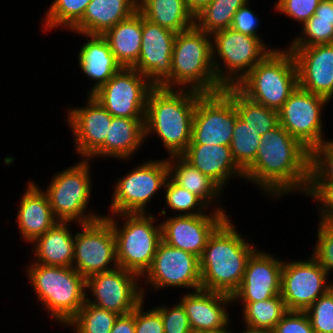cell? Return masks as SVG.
Returning <instances> with one entry per match:
<instances>
[{
	"label": "cell",
	"instance_id": "obj_6",
	"mask_svg": "<svg viewBox=\"0 0 333 333\" xmlns=\"http://www.w3.org/2000/svg\"><path fill=\"white\" fill-rule=\"evenodd\" d=\"M104 217L111 223L115 234L118 267L142 277L151 267L162 241V228L161 223L156 222L157 216L135 213Z\"/></svg>",
	"mask_w": 333,
	"mask_h": 333
},
{
	"label": "cell",
	"instance_id": "obj_7",
	"mask_svg": "<svg viewBox=\"0 0 333 333\" xmlns=\"http://www.w3.org/2000/svg\"><path fill=\"white\" fill-rule=\"evenodd\" d=\"M298 86V74L292 52L272 50L235 87L250 100L279 110Z\"/></svg>",
	"mask_w": 333,
	"mask_h": 333
},
{
	"label": "cell",
	"instance_id": "obj_51",
	"mask_svg": "<svg viewBox=\"0 0 333 333\" xmlns=\"http://www.w3.org/2000/svg\"><path fill=\"white\" fill-rule=\"evenodd\" d=\"M211 0H185L188 11L195 17Z\"/></svg>",
	"mask_w": 333,
	"mask_h": 333
},
{
	"label": "cell",
	"instance_id": "obj_41",
	"mask_svg": "<svg viewBox=\"0 0 333 333\" xmlns=\"http://www.w3.org/2000/svg\"><path fill=\"white\" fill-rule=\"evenodd\" d=\"M309 183H333L332 139L324 140L311 151Z\"/></svg>",
	"mask_w": 333,
	"mask_h": 333
},
{
	"label": "cell",
	"instance_id": "obj_24",
	"mask_svg": "<svg viewBox=\"0 0 333 333\" xmlns=\"http://www.w3.org/2000/svg\"><path fill=\"white\" fill-rule=\"evenodd\" d=\"M34 180L26 183L17 208V228L19 235L29 245L47 230L53 227L58 220L55 218L47 195Z\"/></svg>",
	"mask_w": 333,
	"mask_h": 333
},
{
	"label": "cell",
	"instance_id": "obj_32",
	"mask_svg": "<svg viewBox=\"0 0 333 333\" xmlns=\"http://www.w3.org/2000/svg\"><path fill=\"white\" fill-rule=\"evenodd\" d=\"M137 10L148 21L179 33L194 26L185 0H138Z\"/></svg>",
	"mask_w": 333,
	"mask_h": 333
},
{
	"label": "cell",
	"instance_id": "obj_35",
	"mask_svg": "<svg viewBox=\"0 0 333 333\" xmlns=\"http://www.w3.org/2000/svg\"><path fill=\"white\" fill-rule=\"evenodd\" d=\"M223 91L234 102L238 117L257 131V134L262 136L279 124L277 110L250 100L235 86L224 87Z\"/></svg>",
	"mask_w": 333,
	"mask_h": 333
},
{
	"label": "cell",
	"instance_id": "obj_10",
	"mask_svg": "<svg viewBox=\"0 0 333 333\" xmlns=\"http://www.w3.org/2000/svg\"><path fill=\"white\" fill-rule=\"evenodd\" d=\"M169 169L167 158L146 160L115 180L109 214L149 213L146 207L164 189ZM148 204V205H147ZM111 212V213H110Z\"/></svg>",
	"mask_w": 333,
	"mask_h": 333
},
{
	"label": "cell",
	"instance_id": "obj_13",
	"mask_svg": "<svg viewBox=\"0 0 333 333\" xmlns=\"http://www.w3.org/2000/svg\"><path fill=\"white\" fill-rule=\"evenodd\" d=\"M154 87L136 69L123 67L92 96L113 117L145 119L147 99Z\"/></svg>",
	"mask_w": 333,
	"mask_h": 333
},
{
	"label": "cell",
	"instance_id": "obj_4",
	"mask_svg": "<svg viewBox=\"0 0 333 333\" xmlns=\"http://www.w3.org/2000/svg\"><path fill=\"white\" fill-rule=\"evenodd\" d=\"M30 263L25 273L38 303L65 326L86 302V279L73 267Z\"/></svg>",
	"mask_w": 333,
	"mask_h": 333
},
{
	"label": "cell",
	"instance_id": "obj_18",
	"mask_svg": "<svg viewBox=\"0 0 333 333\" xmlns=\"http://www.w3.org/2000/svg\"><path fill=\"white\" fill-rule=\"evenodd\" d=\"M176 34L142 16L141 50L138 61L132 68L146 76L155 87L165 88L171 82Z\"/></svg>",
	"mask_w": 333,
	"mask_h": 333
},
{
	"label": "cell",
	"instance_id": "obj_8",
	"mask_svg": "<svg viewBox=\"0 0 333 333\" xmlns=\"http://www.w3.org/2000/svg\"><path fill=\"white\" fill-rule=\"evenodd\" d=\"M79 161L54 174L47 189L42 190L47 195L55 218L61 222L84 224L104 217L95 210L87 211L93 191V162L89 159Z\"/></svg>",
	"mask_w": 333,
	"mask_h": 333
},
{
	"label": "cell",
	"instance_id": "obj_40",
	"mask_svg": "<svg viewBox=\"0 0 333 333\" xmlns=\"http://www.w3.org/2000/svg\"><path fill=\"white\" fill-rule=\"evenodd\" d=\"M241 7L208 4L194 17V26L209 35L230 28L235 13Z\"/></svg>",
	"mask_w": 333,
	"mask_h": 333
},
{
	"label": "cell",
	"instance_id": "obj_43",
	"mask_svg": "<svg viewBox=\"0 0 333 333\" xmlns=\"http://www.w3.org/2000/svg\"><path fill=\"white\" fill-rule=\"evenodd\" d=\"M318 226L317 240L311 255L331 275L333 273V221L319 220Z\"/></svg>",
	"mask_w": 333,
	"mask_h": 333
},
{
	"label": "cell",
	"instance_id": "obj_30",
	"mask_svg": "<svg viewBox=\"0 0 333 333\" xmlns=\"http://www.w3.org/2000/svg\"><path fill=\"white\" fill-rule=\"evenodd\" d=\"M167 164L169 177L176 184L198 196L208 207L213 205L215 211H226L220 205L223 190L208 176L194 168L181 155L167 157Z\"/></svg>",
	"mask_w": 333,
	"mask_h": 333
},
{
	"label": "cell",
	"instance_id": "obj_1",
	"mask_svg": "<svg viewBox=\"0 0 333 333\" xmlns=\"http://www.w3.org/2000/svg\"><path fill=\"white\" fill-rule=\"evenodd\" d=\"M310 159L311 151L278 124L261 136L255 161L244 171V181L275 201L294 193L305 196Z\"/></svg>",
	"mask_w": 333,
	"mask_h": 333
},
{
	"label": "cell",
	"instance_id": "obj_31",
	"mask_svg": "<svg viewBox=\"0 0 333 333\" xmlns=\"http://www.w3.org/2000/svg\"><path fill=\"white\" fill-rule=\"evenodd\" d=\"M122 67L132 68L141 50L142 15L137 10L130 17L118 22L102 35Z\"/></svg>",
	"mask_w": 333,
	"mask_h": 333
},
{
	"label": "cell",
	"instance_id": "obj_17",
	"mask_svg": "<svg viewBox=\"0 0 333 333\" xmlns=\"http://www.w3.org/2000/svg\"><path fill=\"white\" fill-rule=\"evenodd\" d=\"M306 259L283 261L281 296L289 311H306L333 287L319 262L311 254Z\"/></svg>",
	"mask_w": 333,
	"mask_h": 333
},
{
	"label": "cell",
	"instance_id": "obj_20",
	"mask_svg": "<svg viewBox=\"0 0 333 333\" xmlns=\"http://www.w3.org/2000/svg\"><path fill=\"white\" fill-rule=\"evenodd\" d=\"M86 98L84 106L68 107L65 115L79 159H89L104 144L113 118L92 95Z\"/></svg>",
	"mask_w": 333,
	"mask_h": 333
},
{
	"label": "cell",
	"instance_id": "obj_28",
	"mask_svg": "<svg viewBox=\"0 0 333 333\" xmlns=\"http://www.w3.org/2000/svg\"><path fill=\"white\" fill-rule=\"evenodd\" d=\"M78 223L58 221L43 235L35 239L31 245L33 263L73 267L75 233L70 225ZM74 233V234H72Z\"/></svg>",
	"mask_w": 333,
	"mask_h": 333
},
{
	"label": "cell",
	"instance_id": "obj_15",
	"mask_svg": "<svg viewBox=\"0 0 333 333\" xmlns=\"http://www.w3.org/2000/svg\"><path fill=\"white\" fill-rule=\"evenodd\" d=\"M141 285L138 274L117 267L86 279V301L118 315L131 313L144 300Z\"/></svg>",
	"mask_w": 333,
	"mask_h": 333
},
{
	"label": "cell",
	"instance_id": "obj_26",
	"mask_svg": "<svg viewBox=\"0 0 333 333\" xmlns=\"http://www.w3.org/2000/svg\"><path fill=\"white\" fill-rule=\"evenodd\" d=\"M87 38L78 51V65L84 76L94 82L87 95H92L123 67L110 50L109 43L102 35L77 33Z\"/></svg>",
	"mask_w": 333,
	"mask_h": 333
},
{
	"label": "cell",
	"instance_id": "obj_29",
	"mask_svg": "<svg viewBox=\"0 0 333 333\" xmlns=\"http://www.w3.org/2000/svg\"><path fill=\"white\" fill-rule=\"evenodd\" d=\"M138 0H91L72 33L103 35L137 11Z\"/></svg>",
	"mask_w": 333,
	"mask_h": 333
},
{
	"label": "cell",
	"instance_id": "obj_21",
	"mask_svg": "<svg viewBox=\"0 0 333 333\" xmlns=\"http://www.w3.org/2000/svg\"><path fill=\"white\" fill-rule=\"evenodd\" d=\"M283 261L269 251L256 249L247 260L232 302H257L281 295Z\"/></svg>",
	"mask_w": 333,
	"mask_h": 333
},
{
	"label": "cell",
	"instance_id": "obj_5",
	"mask_svg": "<svg viewBox=\"0 0 333 333\" xmlns=\"http://www.w3.org/2000/svg\"><path fill=\"white\" fill-rule=\"evenodd\" d=\"M165 88L190 89L200 93L224 89L214 72L211 35L195 26L176 34L171 82Z\"/></svg>",
	"mask_w": 333,
	"mask_h": 333
},
{
	"label": "cell",
	"instance_id": "obj_54",
	"mask_svg": "<svg viewBox=\"0 0 333 333\" xmlns=\"http://www.w3.org/2000/svg\"><path fill=\"white\" fill-rule=\"evenodd\" d=\"M228 331H192L191 333H227Z\"/></svg>",
	"mask_w": 333,
	"mask_h": 333
},
{
	"label": "cell",
	"instance_id": "obj_47",
	"mask_svg": "<svg viewBox=\"0 0 333 333\" xmlns=\"http://www.w3.org/2000/svg\"><path fill=\"white\" fill-rule=\"evenodd\" d=\"M145 300L135 308V333H164L161 314L154 307L145 311Z\"/></svg>",
	"mask_w": 333,
	"mask_h": 333
},
{
	"label": "cell",
	"instance_id": "obj_42",
	"mask_svg": "<svg viewBox=\"0 0 333 333\" xmlns=\"http://www.w3.org/2000/svg\"><path fill=\"white\" fill-rule=\"evenodd\" d=\"M305 312L315 333H333V287Z\"/></svg>",
	"mask_w": 333,
	"mask_h": 333
},
{
	"label": "cell",
	"instance_id": "obj_38",
	"mask_svg": "<svg viewBox=\"0 0 333 333\" xmlns=\"http://www.w3.org/2000/svg\"><path fill=\"white\" fill-rule=\"evenodd\" d=\"M260 141L261 135L237 117L230 149L233 159L243 171L255 161Z\"/></svg>",
	"mask_w": 333,
	"mask_h": 333
},
{
	"label": "cell",
	"instance_id": "obj_25",
	"mask_svg": "<svg viewBox=\"0 0 333 333\" xmlns=\"http://www.w3.org/2000/svg\"><path fill=\"white\" fill-rule=\"evenodd\" d=\"M181 156L202 174L214 181L223 192L230 179L244 181V171L233 159L230 146L188 145Z\"/></svg>",
	"mask_w": 333,
	"mask_h": 333
},
{
	"label": "cell",
	"instance_id": "obj_22",
	"mask_svg": "<svg viewBox=\"0 0 333 333\" xmlns=\"http://www.w3.org/2000/svg\"><path fill=\"white\" fill-rule=\"evenodd\" d=\"M288 49L295 59L298 85L333 100V43Z\"/></svg>",
	"mask_w": 333,
	"mask_h": 333
},
{
	"label": "cell",
	"instance_id": "obj_33",
	"mask_svg": "<svg viewBox=\"0 0 333 333\" xmlns=\"http://www.w3.org/2000/svg\"><path fill=\"white\" fill-rule=\"evenodd\" d=\"M299 27L302 31L287 48L333 43V0H321L315 14Z\"/></svg>",
	"mask_w": 333,
	"mask_h": 333
},
{
	"label": "cell",
	"instance_id": "obj_45",
	"mask_svg": "<svg viewBox=\"0 0 333 333\" xmlns=\"http://www.w3.org/2000/svg\"><path fill=\"white\" fill-rule=\"evenodd\" d=\"M321 0H277L274 10L303 25L310 19Z\"/></svg>",
	"mask_w": 333,
	"mask_h": 333
},
{
	"label": "cell",
	"instance_id": "obj_48",
	"mask_svg": "<svg viewBox=\"0 0 333 333\" xmlns=\"http://www.w3.org/2000/svg\"><path fill=\"white\" fill-rule=\"evenodd\" d=\"M271 333H315L305 311H287Z\"/></svg>",
	"mask_w": 333,
	"mask_h": 333
},
{
	"label": "cell",
	"instance_id": "obj_46",
	"mask_svg": "<svg viewBox=\"0 0 333 333\" xmlns=\"http://www.w3.org/2000/svg\"><path fill=\"white\" fill-rule=\"evenodd\" d=\"M305 196L318 203V220L333 221V183H309Z\"/></svg>",
	"mask_w": 333,
	"mask_h": 333
},
{
	"label": "cell",
	"instance_id": "obj_50",
	"mask_svg": "<svg viewBox=\"0 0 333 333\" xmlns=\"http://www.w3.org/2000/svg\"><path fill=\"white\" fill-rule=\"evenodd\" d=\"M110 333H135V309L131 313L119 315Z\"/></svg>",
	"mask_w": 333,
	"mask_h": 333
},
{
	"label": "cell",
	"instance_id": "obj_2",
	"mask_svg": "<svg viewBox=\"0 0 333 333\" xmlns=\"http://www.w3.org/2000/svg\"><path fill=\"white\" fill-rule=\"evenodd\" d=\"M228 216L210 235L200 261L201 289L230 296L243 280L248 258L257 249Z\"/></svg>",
	"mask_w": 333,
	"mask_h": 333
},
{
	"label": "cell",
	"instance_id": "obj_49",
	"mask_svg": "<svg viewBox=\"0 0 333 333\" xmlns=\"http://www.w3.org/2000/svg\"><path fill=\"white\" fill-rule=\"evenodd\" d=\"M249 2H246L241 8L238 9V11L235 13L233 22L231 25V28L254 37L262 38V35L258 34V29L261 25L260 18H258L257 14L253 11V9L250 7Z\"/></svg>",
	"mask_w": 333,
	"mask_h": 333
},
{
	"label": "cell",
	"instance_id": "obj_11",
	"mask_svg": "<svg viewBox=\"0 0 333 333\" xmlns=\"http://www.w3.org/2000/svg\"><path fill=\"white\" fill-rule=\"evenodd\" d=\"M144 299L147 290L154 291L170 288H186L195 291L201 289L200 261L194 254L171 247L164 241L158 244L151 267L141 277ZM147 285V286H146ZM192 289V290H191Z\"/></svg>",
	"mask_w": 333,
	"mask_h": 333
},
{
	"label": "cell",
	"instance_id": "obj_23",
	"mask_svg": "<svg viewBox=\"0 0 333 333\" xmlns=\"http://www.w3.org/2000/svg\"><path fill=\"white\" fill-rule=\"evenodd\" d=\"M181 295L179 302L189 318L192 331H228L232 323L228 308L234 305L230 295L204 289Z\"/></svg>",
	"mask_w": 333,
	"mask_h": 333
},
{
	"label": "cell",
	"instance_id": "obj_19",
	"mask_svg": "<svg viewBox=\"0 0 333 333\" xmlns=\"http://www.w3.org/2000/svg\"><path fill=\"white\" fill-rule=\"evenodd\" d=\"M228 216L231 215L226 211L213 208L201 215L168 216L161 222L162 241L200 258L208 238Z\"/></svg>",
	"mask_w": 333,
	"mask_h": 333
},
{
	"label": "cell",
	"instance_id": "obj_34",
	"mask_svg": "<svg viewBox=\"0 0 333 333\" xmlns=\"http://www.w3.org/2000/svg\"><path fill=\"white\" fill-rule=\"evenodd\" d=\"M232 303L242 305L241 317L245 328L265 333H271L288 311L281 295L257 302Z\"/></svg>",
	"mask_w": 333,
	"mask_h": 333
},
{
	"label": "cell",
	"instance_id": "obj_3",
	"mask_svg": "<svg viewBox=\"0 0 333 333\" xmlns=\"http://www.w3.org/2000/svg\"><path fill=\"white\" fill-rule=\"evenodd\" d=\"M203 93L190 89L154 87L148 96L145 142L155 134L168 156L181 155L192 140V123L198 98Z\"/></svg>",
	"mask_w": 333,
	"mask_h": 333
},
{
	"label": "cell",
	"instance_id": "obj_37",
	"mask_svg": "<svg viewBox=\"0 0 333 333\" xmlns=\"http://www.w3.org/2000/svg\"><path fill=\"white\" fill-rule=\"evenodd\" d=\"M118 316L86 301L64 327H70L73 333H110Z\"/></svg>",
	"mask_w": 333,
	"mask_h": 333
},
{
	"label": "cell",
	"instance_id": "obj_53",
	"mask_svg": "<svg viewBox=\"0 0 333 333\" xmlns=\"http://www.w3.org/2000/svg\"><path fill=\"white\" fill-rule=\"evenodd\" d=\"M243 328L244 329H242V332H240V333H265V332H262V331L251 330V329H248V328H245V327H243ZM231 329L232 328H229L227 333H234ZM237 333H239V332H237Z\"/></svg>",
	"mask_w": 333,
	"mask_h": 333
},
{
	"label": "cell",
	"instance_id": "obj_27",
	"mask_svg": "<svg viewBox=\"0 0 333 333\" xmlns=\"http://www.w3.org/2000/svg\"><path fill=\"white\" fill-rule=\"evenodd\" d=\"M145 119L113 117L104 144L89 158H116L129 162L145 143Z\"/></svg>",
	"mask_w": 333,
	"mask_h": 333
},
{
	"label": "cell",
	"instance_id": "obj_39",
	"mask_svg": "<svg viewBox=\"0 0 333 333\" xmlns=\"http://www.w3.org/2000/svg\"><path fill=\"white\" fill-rule=\"evenodd\" d=\"M165 202L167 210L175 211L176 215L206 214L209 207L195 194L176 184L170 177L164 185Z\"/></svg>",
	"mask_w": 333,
	"mask_h": 333
},
{
	"label": "cell",
	"instance_id": "obj_16",
	"mask_svg": "<svg viewBox=\"0 0 333 333\" xmlns=\"http://www.w3.org/2000/svg\"><path fill=\"white\" fill-rule=\"evenodd\" d=\"M237 117L234 102L223 90L203 93L195 107L189 145L230 146Z\"/></svg>",
	"mask_w": 333,
	"mask_h": 333
},
{
	"label": "cell",
	"instance_id": "obj_9",
	"mask_svg": "<svg viewBox=\"0 0 333 333\" xmlns=\"http://www.w3.org/2000/svg\"><path fill=\"white\" fill-rule=\"evenodd\" d=\"M211 40L214 72L223 87L235 86L272 50L278 49L231 27L213 33Z\"/></svg>",
	"mask_w": 333,
	"mask_h": 333
},
{
	"label": "cell",
	"instance_id": "obj_12",
	"mask_svg": "<svg viewBox=\"0 0 333 333\" xmlns=\"http://www.w3.org/2000/svg\"><path fill=\"white\" fill-rule=\"evenodd\" d=\"M75 233L73 268L85 279L118 267L116 238L111 223L102 217L78 224Z\"/></svg>",
	"mask_w": 333,
	"mask_h": 333
},
{
	"label": "cell",
	"instance_id": "obj_36",
	"mask_svg": "<svg viewBox=\"0 0 333 333\" xmlns=\"http://www.w3.org/2000/svg\"><path fill=\"white\" fill-rule=\"evenodd\" d=\"M91 0H53L44 13L41 25L44 32L66 29L70 31L82 18Z\"/></svg>",
	"mask_w": 333,
	"mask_h": 333
},
{
	"label": "cell",
	"instance_id": "obj_14",
	"mask_svg": "<svg viewBox=\"0 0 333 333\" xmlns=\"http://www.w3.org/2000/svg\"><path fill=\"white\" fill-rule=\"evenodd\" d=\"M327 103V98L310 93L298 85L278 110L279 124L312 151L326 139L322 118Z\"/></svg>",
	"mask_w": 333,
	"mask_h": 333
},
{
	"label": "cell",
	"instance_id": "obj_52",
	"mask_svg": "<svg viewBox=\"0 0 333 333\" xmlns=\"http://www.w3.org/2000/svg\"><path fill=\"white\" fill-rule=\"evenodd\" d=\"M249 0H211L209 4L225 5V6H243Z\"/></svg>",
	"mask_w": 333,
	"mask_h": 333
},
{
	"label": "cell",
	"instance_id": "obj_44",
	"mask_svg": "<svg viewBox=\"0 0 333 333\" xmlns=\"http://www.w3.org/2000/svg\"><path fill=\"white\" fill-rule=\"evenodd\" d=\"M162 317L164 333H191L189 318L182 304L177 301L174 305L161 304L154 307Z\"/></svg>",
	"mask_w": 333,
	"mask_h": 333
}]
</instances>
